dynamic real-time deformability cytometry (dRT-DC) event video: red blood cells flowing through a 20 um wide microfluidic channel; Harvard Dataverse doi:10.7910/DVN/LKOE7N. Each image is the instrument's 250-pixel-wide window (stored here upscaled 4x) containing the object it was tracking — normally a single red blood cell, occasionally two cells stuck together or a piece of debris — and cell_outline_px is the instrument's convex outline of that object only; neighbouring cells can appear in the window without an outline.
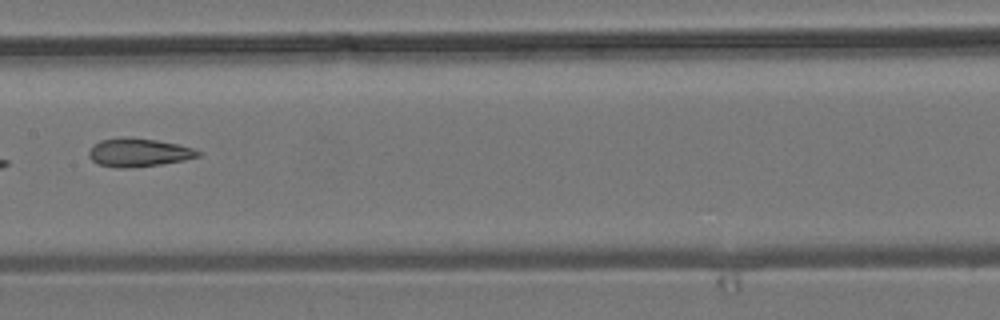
{"species": "common noctule bat (a hibernating species)", "species_latin": "Nyctalus noctula", "temperature_condition": "room temperature", "stored_images_in_passage": 5, "camera_frame_rate_fps": 3000, "um_per_image_px": 0.085, "animal": {"sex": "male", "body_mass_g": 19.2, "forearm_length_mm": 51.8}, "frame": {"image": 1, "passage_image": 4, "time_ms": 3.667, "image_size_px": [1000, 320], "cell_outline_px": [[204, 152], [200, 156], [184, 160], [160, 164], [128, 168], [120, 168], [96, 164], [88, 156], [88, 152], [100, 140], [156, 140], [180, 144]], "centroid_in_image_um": [11.85, 13.01], "position_along_channel_um": 195.5, "area_um2": 17.34}}
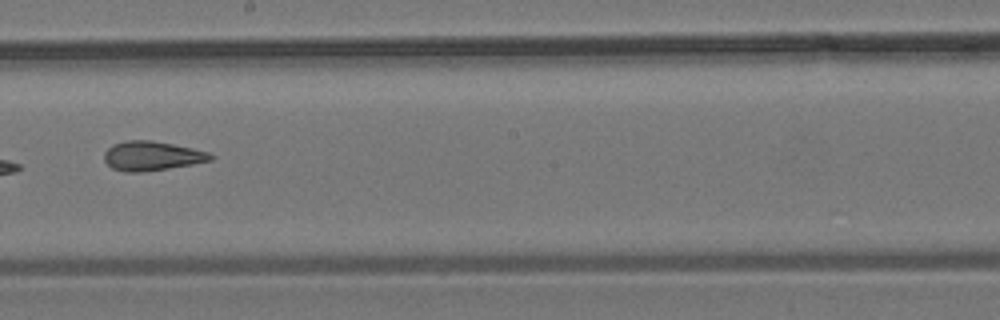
{"frame": {"image": 2, "passage_image": 5, "time_ms": 4.667, "image_size_px": [1000, 320], "cell_outline_px": [[216, 156], [212, 160], [192, 164], [144, 172], [124, 172], [112, 168], [104, 160], [104, 152], [112, 144], [128, 140], [152, 140], [192, 148], [208, 152]], "centroid_in_image_um": [12.9, 13.25], "position_along_channel_um": 235.3, "area_um2": 18.21}}